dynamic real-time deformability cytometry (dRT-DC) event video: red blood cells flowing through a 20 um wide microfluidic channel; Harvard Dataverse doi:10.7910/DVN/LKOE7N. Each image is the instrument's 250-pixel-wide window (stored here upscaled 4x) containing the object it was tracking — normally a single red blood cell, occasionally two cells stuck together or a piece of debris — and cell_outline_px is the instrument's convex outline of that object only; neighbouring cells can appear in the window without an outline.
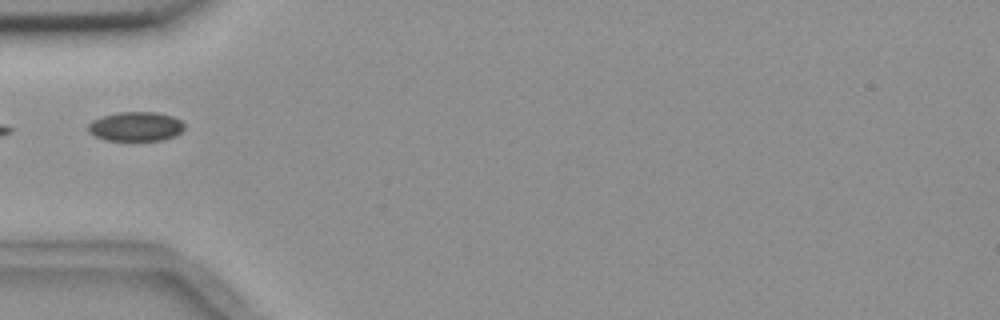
{"species": "common noctule bat (a hibernating species)", "species_latin": "Nyctalus noctula", "temperature_condition": "room temperature", "stored_images_in_passage": 6, "camera_frame_rate_fps": 3000, "um_per_image_px": 0.085, "animal": {"sex": "female", "body_mass_g": 18.4}, "frame": {"image": 1, "passage_image": 6, "time_ms": 5.667, "image_size_px": [1000, 320], "cell_outline_px": [[184, 128], [176, 136], [164, 140], [104, 140], [88, 132], [88, 124], [92, 120], [116, 112], [156, 112], [172, 116], [180, 120], [184, 124]], "centroid_in_image_um": [11.54, 10.75], "position_along_channel_um": 73.5, "area_um2": 16.47}}